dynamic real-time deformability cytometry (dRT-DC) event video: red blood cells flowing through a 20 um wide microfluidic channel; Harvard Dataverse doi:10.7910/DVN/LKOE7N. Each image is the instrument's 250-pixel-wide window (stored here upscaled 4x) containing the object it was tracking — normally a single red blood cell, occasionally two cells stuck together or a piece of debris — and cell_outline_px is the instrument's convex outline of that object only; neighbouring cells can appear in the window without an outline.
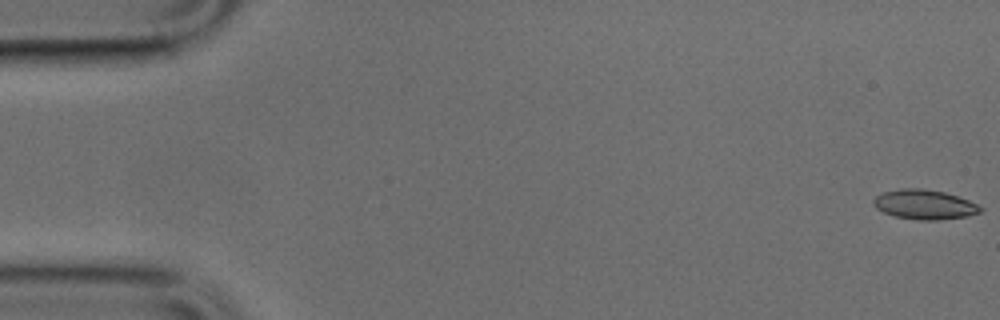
{"species": "common noctule bat (a hibernating species)", "species_latin": "Nyctalus noctula", "temperature_condition": "cold", "stored_images_in_passage": 9, "camera_frame_rate_fps": 3000, "um_per_image_px": 0.085, "animal": {"sex": "male", "body_mass_g": 17.9, "forearm_length_mm": 54.2}, "frame": {"image": 1, "passage_image": 1, "time_ms": 0.0, "image_size_px": [1000, 320], "cell_outline_px": [[984, 208], [980, 212], [968, 216], [936, 220], [916, 220], [896, 216], [884, 212], [876, 208], [872, 204], [872, 200], [876, 196], [884, 192], [900, 188], [924, 188], [944, 192], [968, 200]], "centroid_in_image_um": [78.56, 17.38], "position_along_channel_um": 6.4, "area_um2": 18.44}}